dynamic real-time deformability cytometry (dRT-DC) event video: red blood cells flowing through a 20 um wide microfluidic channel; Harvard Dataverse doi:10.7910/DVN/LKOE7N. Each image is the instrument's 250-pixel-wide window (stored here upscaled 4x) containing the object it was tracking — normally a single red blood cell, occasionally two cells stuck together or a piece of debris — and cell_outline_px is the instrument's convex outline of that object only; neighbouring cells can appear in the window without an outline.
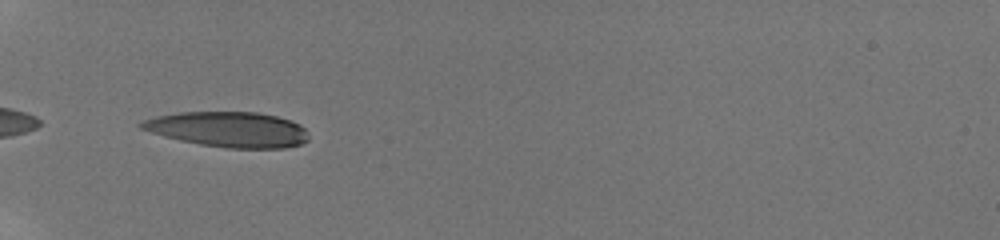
{"species": "human", "species_latin": "Homo sapiens", "temperature_condition": "room temperature", "stored_images_in_passage": 6, "camera_frame_rate_fps": 3000, "um_per_image_px": 0.085, "donor": {"sex": "male"}, "frame": {"image": 1, "passage_image": 1, "time_ms": 0.0, "image_size_px": [1000, 240], "cell_outline_px": [[308, 140], [300, 144], [284, 148], [228, 148], [200, 144], [180, 140], [164, 136], [140, 128], [136, 124], [144, 120], [156, 116], [180, 112], [256, 112], [276, 116], [292, 120], [300, 124], [308, 132]], "centroid_in_image_um": [19.43, 10.99], "position_along_channel_um": 65.6, "area_um2": 34.39}}
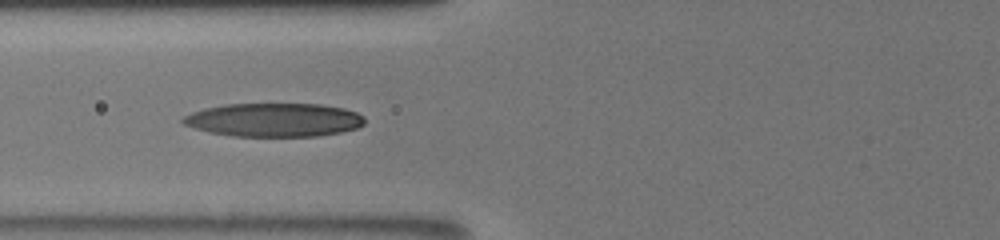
{"frame": {"image": 2, "passage_image": 4, "time_ms": 1.333, "image_size_px": [1000, 240], "cell_outline_px": [[364, 124], [356, 128], [340, 132], [316, 136], [232, 136], [208, 132], [184, 124], [180, 120], [184, 116], [192, 112], [224, 104], [320, 104], [344, 108], [356, 112], [364, 116]], "centroid_in_image_um": [23.3, 10.19], "position_along_channel_um": 102.5, "area_um2": 35.43}}